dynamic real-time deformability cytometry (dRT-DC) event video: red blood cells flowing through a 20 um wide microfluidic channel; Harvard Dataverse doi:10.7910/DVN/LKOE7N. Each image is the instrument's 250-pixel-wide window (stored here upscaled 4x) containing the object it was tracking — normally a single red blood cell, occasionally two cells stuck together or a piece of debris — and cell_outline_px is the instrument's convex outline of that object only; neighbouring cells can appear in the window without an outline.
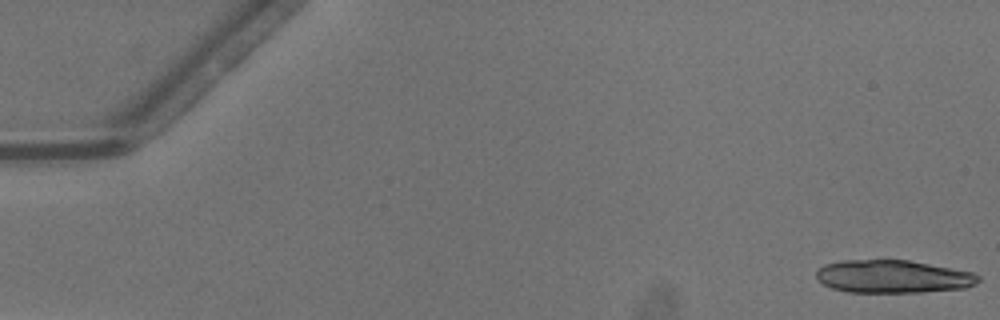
{"species": "common noctule bat (a hibernating species)", "species_latin": "Nyctalus noctula", "temperature_condition": "warm", "stored_images_in_passage": 40, "camera_frame_rate_fps": 3000, "um_per_image_px": 0.085, "animal": {"sex": "male", "body_mass_g": 13.3}, "frame": {"image": 1, "passage_image": 1, "time_ms": 0.0, "image_size_px": [1000, 320], "cell_outline_px": [[980, 280], [976, 284], [964, 288], [924, 292], [848, 292], [832, 288], [816, 280], [816, 272], [824, 264], [844, 260], [908, 260], [952, 268], [972, 272], [980, 276]], "centroid_in_image_um": [75.9, 23.51], "position_along_channel_um": 9.1, "area_um2": 31.1}}
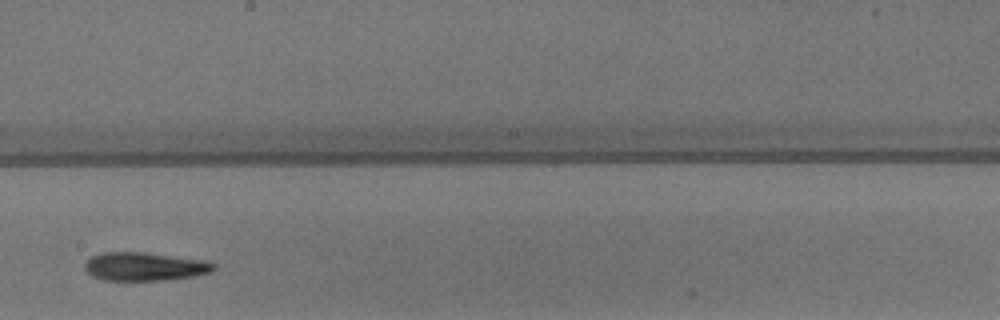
{"frame": {"image": 2, "passage_image": 30, "time_ms": 9.667, "image_size_px": [1000, 320], "cell_outline_px": [[216, 268], [208, 272], [192, 276], [160, 280], [104, 280], [92, 276], [84, 268], [84, 264], [92, 256], [100, 252], [144, 252], [208, 260], [216, 264]], "centroid_in_image_um": [12.29, 22.64], "position_along_channel_um": 235.9, "area_um2": 21.33}}
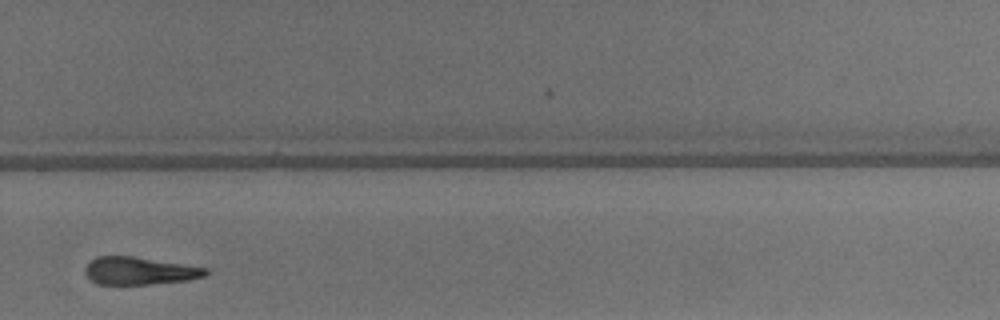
{"frame": {"image": 3, "passage_image": 36, "time_ms": 11.667, "image_size_px": [1000, 320], "cell_outline_px": [[208, 272], [204, 276], [188, 280], [148, 284], [100, 284], [92, 280], [84, 272], [84, 268], [96, 256], [132, 256], [208, 268]], "centroid_in_image_um": [11.85, 23.02], "position_along_channel_um": 318.0, "area_um2": 19.13}, "authors_computed_cell_mechanics": {"area_um2": 21.4149, "velocity_mm_per_s": 4.1261, "shape_relaxation_time_tau1_ms": 5.7295, "shape_relaxation_time_tau2_ms": null, "deformation_change_tau1": 0.2382, "deformation_change_tau2": null}}